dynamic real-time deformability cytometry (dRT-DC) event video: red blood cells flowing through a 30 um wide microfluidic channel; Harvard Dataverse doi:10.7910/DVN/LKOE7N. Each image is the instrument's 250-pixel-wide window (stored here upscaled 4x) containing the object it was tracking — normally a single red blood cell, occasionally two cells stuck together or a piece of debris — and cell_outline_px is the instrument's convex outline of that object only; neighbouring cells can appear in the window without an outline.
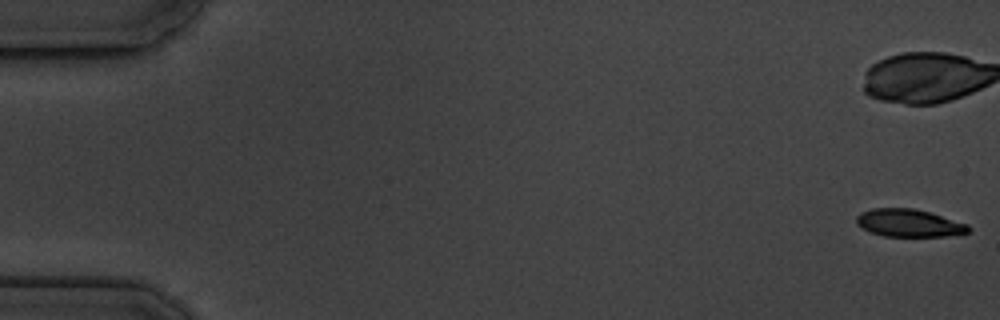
{"species": "common noctule bat (a hibernating species)", "species_latin": "Nyctalus noctula", "temperature_condition": "cold", "stored_images_in_passage": 5, "camera_frame_rate_fps": 3000, "um_per_image_px": 0.085, "animal": {"sex": "male", "body_mass_g": 19.5, "forearm_length_mm": 54.6}, "frame": {"image": 1, "passage_image": 1, "time_ms": 0.0, "image_size_px": [1000, 320], "cell_outline_px": [[972, 228], [968, 232], [944, 236], [884, 236], [868, 232], [856, 224], [856, 216], [860, 212], [872, 208], [912, 208], [928, 212], [968, 224]], "centroid_in_image_um": [77.21, 18.95], "position_along_channel_um": 7.8, "area_um2": 18.03}}